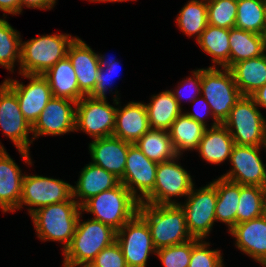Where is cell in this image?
Listing matches in <instances>:
<instances>
[{
  "label": "cell",
  "mask_w": 266,
  "mask_h": 267,
  "mask_svg": "<svg viewBox=\"0 0 266 267\" xmlns=\"http://www.w3.org/2000/svg\"><path fill=\"white\" fill-rule=\"evenodd\" d=\"M137 213L146 221L156 249L192 240L179 204L139 203Z\"/></svg>",
  "instance_id": "6da1fadb"
},
{
  "label": "cell",
  "mask_w": 266,
  "mask_h": 267,
  "mask_svg": "<svg viewBox=\"0 0 266 267\" xmlns=\"http://www.w3.org/2000/svg\"><path fill=\"white\" fill-rule=\"evenodd\" d=\"M79 201L72 197L65 202L42 207L31 214L38 237L64 243L63 252L72 242L76 224L81 215Z\"/></svg>",
  "instance_id": "7a4b0ae2"
},
{
  "label": "cell",
  "mask_w": 266,
  "mask_h": 267,
  "mask_svg": "<svg viewBox=\"0 0 266 267\" xmlns=\"http://www.w3.org/2000/svg\"><path fill=\"white\" fill-rule=\"evenodd\" d=\"M80 222L79 215L72 242L63 252L65 267L92 262L100 251L116 241L117 231L112 227L94 219Z\"/></svg>",
  "instance_id": "3957f363"
},
{
  "label": "cell",
  "mask_w": 266,
  "mask_h": 267,
  "mask_svg": "<svg viewBox=\"0 0 266 267\" xmlns=\"http://www.w3.org/2000/svg\"><path fill=\"white\" fill-rule=\"evenodd\" d=\"M139 201L120 183L115 188L89 198L81 205L82 211L95 215L94 220L118 231L138 211Z\"/></svg>",
  "instance_id": "277c9868"
},
{
  "label": "cell",
  "mask_w": 266,
  "mask_h": 267,
  "mask_svg": "<svg viewBox=\"0 0 266 267\" xmlns=\"http://www.w3.org/2000/svg\"><path fill=\"white\" fill-rule=\"evenodd\" d=\"M75 38L67 34L44 35L21 43L19 74H44L67 56Z\"/></svg>",
  "instance_id": "5b68a950"
},
{
  "label": "cell",
  "mask_w": 266,
  "mask_h": 267,
  "mask_svg": "<svg viewBox=\"0 0 266 267\" xmlns=\"http://www.w3.org/2000/svg\"><path fill=\"white\" fill-rule=\"evenodd\" d=\"M222 70L223 72L216 69L215 66L202 69L201 90L211 108L209 113L214 119L212 126L223 124L231 109L242 96L231 70L226 67H223Z\"/></svg>",
  "instance_id": "8992f818"
},
{
  "label": "cell",
  "mask_w": 266,
  "mask_h": 267,
  "mask_svg": "<svg viewBox=\"0 0 266 267\" xmlns=\"http://www.w3.org/2000/svg\"><path fill=\"white\" fill-rule=\"evenodd\" d=\"M223 125L230 132L235 145H263L266 148V120L251 96H241Z\"/></svg>",
  "instance_id": "52a82bcc"
},
{
  "label": "cell",
  "mask_w": 266,
  "mask_h": 267,
  "mask_svg": "<svg viewBox=\"0 0 266 267\" xmlns=\"http://www.w3.org/2000/svg\"><path fill=\"white\" fill-rule=\"evenodd\" d=\"M197 191V192H196ZM188 194L185 205L179 204L185 213L186 226L192 238L202 239L210 233L215 218L217 202L216 186L210 182L205 187Z\"/></svg>",
  "instance_id": "ba28073f"
},
{
  "label": "cell",
  "mask_w": 266,
  "mask_h": 267,
  "mask_svg": "<svg viewBox=\"0 0 266 267\" xmlns=\"http://www.w3.org/2000/svg\"><path fill=\"white\" fill-rule=\"evenodd\" d=\"M127 267H146L149 253H156L146 221L136 213L116 234Z\"/></svg>",
  "instance_id": "9c48e42d"
},
{
  "label": "cell",
  "mask_w": 266,
  "mask_h": 267,
  "mask_svg": "<svg viewBox=\"0 0 266 267\" xmlns=\"http://www.w3.org/2000/svg\"><path fill=\"white\" fill-rule=\"evenodd\" d=\"M0 126L31 165L28 134L32 133V126L23 117L16 94L4 82L0 85Z\"/></svg>",
  "instance_id": "30bf717a"
},
{
  "label": "cell",
  "mask_w": 266,
  "mask_h": 267,
  "mask_svg": "<svg viewBox=\"0 0 266 267\" xmlns=\"http://www.w3.org/2000/svg\"><path fill=\"white\" fill-rule=\"evenodd\" d=\"M174 160L158 163L154 189L140 203L179 204L170 198L191 192L194 186L191 176Z\"/></svg>",
  "instance_id": "8fae6325"
},
{
  "label": "cell",
  "mask_w": 266,
  "mask_h": 267,
  "mask_svg": "<svg viewBox=\"0 0 266 267\" xmlns=\"http://www.w3.org/2000/svg\"><path fill=\"white\" fill-rule=\"evenodd\" d=\"M75 131L79 129L95 139L113 136L116 109L106 99L82 97L76 104Z\"/></svg>",
  "instance_id": "7c38bea8"
},
{
  "label": "cell",
  "mask_w": 266,
  "mask_h": 267,
  "mask_svg": "<svg viewBox=\"0 0 266 267\" xmlns=\"http://www.w3.org/2000/svg\"><path fill=\"white\" fill-rule=\"evenodd\" d=\"M72 187L69 183L59 179L24 175L19 209L23 204L36 206L37 208L28 209L31 215L42 207L68 201L72 197Z\"/></svg>",
  "instance_id": "4fadbf2b"
},
{
  "label": "cell",
  "mask_w": 266,
  "mask_h": 267,
  "mask_svg": "<svg viewBox=\"0 0 266 267\" xmlns=\"http://www.w3.org/2000/svg\"><path fill=\"white\" fill-rule=\"evenodd\" d=\"M22 76L31 80L27 86L12 79L4 80V83L16 94L23 117L33 126L53 94L43 75L22 74Z\"/></svg>",
  "instance_id": "5bb4252c"
},
{
  "label": "cell",
  "mask_w": 266,
  "mask_h": 267,
  "mask_svg": "<svg viewBox=\"0 0 266 267\" xmlns=\"http://www.w3.org/2000/svg\"><path fill=\"white\" fill-rule=\"evenodd\" d=\"M260 149L259 146L234 145L229 159L233 168L221 177L237 184L263 188L266 185V165L258 155Z\"/></svg>",
  "instance_id": "9a60e30c"
},
{
  "label": "cell",
  "mask_w": 266,
  "mask_h": 267,
  "mask_svg": "<svg viewBox=\"0 0 266 267\" xmlns=\"http://www.w3.org/2000/svg\"><path fill=\"white\" fill-rule=\"evenodd\" d=\"M157 165L158 163L148 159L135 144H130L120 183L141 202L154 189ZM135 188L140 190L141 197L137 195Z\"/></svg>",
  "instance_id": "2e32d148"
},
{
  "label": "cell",
  "mask_w": 266,
  "mask_h": 267,
  "mask_svg": "<svg viewBox=\"0 0 266 267\" xmlns=\"http://www.w3.org/2000/svg\"><path fill=\"white\" fill-rule=\"evenodd\" d=\"M76 104L66 98L52 97L32 126V141L40 135H61L75 131Z\"/></svg>",
  "instance_id": "e0dca14e"
},
{
  "label": "cell",
  "mask_w": 266,
  "mask_h": 267,
  "mask_svg": "<svg viewBox=\"0 0 266 267\" xmlns=\"http://www.w3.org/2000/svg\"><path fill=\"white\" fill-rule=\"evenodd\" d=\"M67 56L75 70L80 92L90 96L97 85L100 69L98 54L77 37L70 44Z\"/></svg>",
  "instance_id": "ac0fdd59"
},
{
  "label": "cell",
  "mask_w": 266,
  "mask_h": 267,
  "mask_svg": "<svg viewBox=\"0 0 266 267\" xmlns=\"http://www.w3.org/2000/svg\"><path fill=\"white\" fill-rule=\"evenodd\" d=\"M130 144L115 136L95 139L89 144L92 163L121 179Z\"/></svg>",
  "instance_id": "d6986e66"
},
{
  "label": "cell",
  "mask_w": 266,
  "mask_h": 267,
  "mask_svg": "<svg viewBox=\"0 0 266 267\" xmlns=\"http://www.w3.org/2000/svg\"><path fill=\"white\" fill-rule=\"evenodd\" d=\"M229 232L238 249L266 266V217L236 224Z\"/></svg>",
  "instance_id": "ffe728a7"
},
{
  "label": "cell",
  "mask_w": 266,
  "mask_h": 267,
  "mask_svg": "<svg viewBox=\"0 0 266 267\" xmlns=\"http://www.w3.org/2000/svg\"><path fill=\"white\" fill-rule=\"evenodd\" d=\"M150 129L145 104L130 102L116 109L113 136L135 144Z\"/></svg>",
  "instance_id": "44dd1931"
},
{
  "label": "cell",
  "mask_w": 266,
  "mask_h": 267,
  "mask_svg": "<svg viewBox=\"0 0 266 267\" xmlns=\"http://www.w3.org/2000/svg\"><path fill=\"white\" fill-rule=\"evenodd\" d=\"M23 177L18 165L0 144V207L4 212L19 209Z\"/></svg>",
  "instance_id": "7402d4cb"
},
{
  "label": "cell",
  "mask_w": 266,
  "mask_h": 267,
  "mask_svg": "<svg viewBox=\"0 0 266 267\" xmlns=\"http://www.w3.org/2000/svg\"><path fill=\"white\" fill-rule=\"evenodd\" d=\"M78 180L76 187H72V198L80 197V206L89 198L120 184V179L114 174L92 162L82 169Z\"/></svg>",
  "instance_id": "603a6c76"
},
{
  "label": "cell",
  "mask_w": 266,
  "mask_h": 267,
  "mask_svg": "<svg viewBox=\"0 0 266 267\" xmlns=\"http://www.w3.org/2000/svg\"><path fill=\"white\" fill-rule=\"evenodd\" d=\"M42 75L47 79L53 97L66 98L76 103L84 97L68 56L59 60Z\"/></svg>",
  "instance_id": "cb8c5ba5"
},
{
  "label": "cell",
  "mask_w": 266,
  "mask_h": 267,
  "mask_svg": "<svg viewBox=\"0 0 266 267\" xmlns=\"http://www.w3.org/2000/svg\"><path fill=\"white\" fill-rule=\"evenodd\" d=\"M230 70L242 96H251L266 83V55L235 63Z\"/></svg>",
  "instance_id": "d4e9b609"
},
{
  "label": "cell",
  "mask_w": 266,
  "mask_h": 267,
  "mask_svg": "<svg viewBox=\"0 0 266 267\" xmlns=\"http://www.w3.org/2000/svg\"><path fill=\"white\" fill-rule=\"evenodd\" d=\"M235 143L230 132L223 124L206 129L197 150L209 163L219 164L230 155Z\"/></svg>",
  "instance_id": "484cf974"
},
{
  "label": "cell",
  "mask_w": 266,
  "mask_h": 267,
  "mask_svg": "<svg viewBox=\"0 0 266 267\" xmlns=\"http://www.w3.org/2000/svg\"><path fill=\"white\" fill-rule=\"evenodd\" d=\"M151 100L149 104H145L150 128L169 131L172 123L182 113V108L169 90L153 96Z\"/></svg>",
  "instance_id": "4316f807"
},
{
  "label": "cell",
  "mask_w": 266,
  "mask_h": 267,
  "mask_svg": "<svg viewBox=\"0 0 266 267\" xmlns=\"http://www.w3.org/2000/svg\"><path fill=\"white\" fill-rule=\"evenodd\" d=\"M230 45V68L243 60L260 57L264 51L263 35L231 28L229 36Z\"/></svg>",
  "instance_id": "83f0119b"
},
{
  "label": "cell",
  "mask_w": 266,
  "mask_h": 267,
  "mask_svg": "<svg viewBox=\"0 0 266 267\" xmlns=\"http://www.w3.org/2000/svg\"><path fill=\"white\" fill-rule=\"evenodd\" d=\"M207 127L181 113L172 123L169 130L170 139L178 156L181 151L196 149L203 138Z\"/></svg>",
  "instance_id": "f1b7e54d"
},
{
  "label": "cell",
  "mask_w": 266,
  "mask_h": 267,
  "mask_svg": "<svg viewBox=\"0 0 266 267\" xmlns=\"http://www.w3.org/2000/svg\"><path fill=\"white\" fill-rule=\"evenodd\" d=\"M216 186L217 202L215 208L216 220L229 226V231L236 225V212L240 198V184L228 181L222 177L212 182Z\"/></svg>",
  "instance_id": "f546056e"
},
{
  "label": "cell",
  "mask_w": 266,
  "mask_h": 267,
  "mask_svg": "<svg viewBox=\"0 0 266 267\" xmlns=\"http://www.w3.org/2000/svg\"><path fill=\"white\" fill-rule=\"evenodd\" d=\"M229 36L230 29L208 24L197 40L202 50L213 57L214 63L228 69H230Z\"/></svg>",
  "instance_id": "4dcf8cb0"
},
{
  "label": "cell",
  "mask_w": 266,
  "mask_h": 267,
  "mask_svg": "<svg viewBox=\"0 0 266 267\" xmlns=\"http://www.w3.org/2000/svg\"><path fill=\"white\" fill-rule=\"evenodd\" d=\"M135 145L151 161L166 162L177 158L178 155L170 139L169 131L149 129Z\"/></svg>",
  "instance_id": "1f68e13d"
},
{
  "label": "cell",
  "mask_w": 266,
  "mask_h": 267,
  "mask_svg": "<svg viewBox=\"0 0 266 267\" xmlns=\"http://www.w3.org/2000/svg\"><path fill=\"white\" fill-rule=\"evenodd\" d=\"M235 28L264 35L266 0H237Z\"/></svg>",
  "instance_id": "d6a6232c"
},
{
  "label": "cell",
  "mask_w": 266,
  "mask_h": 267,
  "mask_svg": "<svg viewBox=\"0 0 266 267\" xmlns=\"http://www.w3.org/2000/svg\"><path fill=\"white\" fill-rule=\"evenodd\" d=\"M176 21L185 34H195L198 40L208 25L207 0H190L181 9Z\"/></svg>",
  "instance_id": "836d02e7"
},
{
  "label": "cell",
  "mask_w": 266,
  "mask_h": 267,
  "mask_svg": "<svg viewBox=\"0 0 266 267\" xmlns=\"http://www.w3.org/2000/svg\"><path fill=\"white\" fill-rule=\"evenodd\" d=\"M19 33L4 19H0V64L12 71L14 63H20L21 38Z\"/></svg>",
  "instance_id": "e575fe53"
},
{
  "label": "cell",
  "mask_w": 266,
  "mask_h": 267,
  "mask_svg": "<svg viewBox=\"0 0 266 267\" xmlns=\"http://www.w3.org/2000/svg\"><path fill=\"white\" fill-rule=\"evenodd\" d=\"M263 188L240 184V198L236 212V224L262 216Z\"/></svg>",
  "instance_id": "d590c367"
},
{
  "label": "cell",
  "mask_w": 266,
  "mask_h": 267,
  "mask_svg": "<svg viewBox=\"0 0 266 267\" xmlns=\"http://www.w3.org/2000/svg\"><path fill=\"white\" fill-rule=\"evenodd\" d=\"M207 16L210 25L235 28L237 0H207Z\"/></svg>",
  "instance_id": "8d00e7d4"
},
{
  "label": "cell",
  "mask_w": 266,
  "mask_h": 267,
  "mask_svg": "<svg viewBox=\"0 0 266 267\" xmlns=\"http://www.w3.org/2000/svg\"><path fill=\"white\" fill-rule=\"evenodd\" d=\"M209 243L201 239L191 240V258L188 267H223L220 250H209Z\"/></svg>",
  "instance_id": "74e56055"
},
{
  "label": "cell",
  "mask_w": 266,
  "mask_h": 267,
  "mask_svg": "<svg viewBox=\"0 0 266 267\" xmlns=\"http://www.w3.org/2000/svg\"><path fill=\"white\" fill-rule=\"evenodd\" d=\"M164 267H188L191 258V240L179 245H172L157 249Z\"/></svg>",
  "instance_id": "f35d334b"
},
{
  "label": "cell",
  "mask_w": 266,
  "mask_h": 267,
  "mask_svg": "<svg viewBox=\"0 0 266 267\" xmlns=\"http://www.w3.org/2000/svg\"><path fill=\"white\" fill-rule=\"evenodd\" d=\"M99 64L100 69L97 75V85L90 97L106 99L105 92L109 89L107 88V85H111L113 76L118 73L119 62L115 59L112 62H99Z\"/></svg>",
  "instance_id": "ab89813d"
},
{
  "label": "cell",
  "mask_w": 266,
  "mask_h": 267,
  "mask_svg": "<svg viewBox=\"0 0 266 267\" xmlns=\"http://www.w3.org/2000/svg\"><path fill=\"white\" fill-rule=\"evenodd\" d=\"M92 262L98 267H127L122 249L117 241L100 251Z\"/></svg>",
  "instance_id": "60d3db41"
},
{
  "label": "cell",
  "mask_w": 266,
  "mask_h": 267,
  "mask_svg": "<svg viewBox=\"0 0 266 267\" xmlns=\"http://www.w3.org/2000/svg\"><path fill=\"white\" fill-rule=\"evenodd\" d=\"M193 76L195 77V79H193V77L191 78H188L187 80H185L184 84H182L184 87L187 85L189 86L188 89H192L194 88V93L195 95L198 97V94L200 93L201 94V83H202V69H198L196 71H193ZM183 91V90H182ZM181 89H177L176 90V93L173 91V95H174V98L176 99V101L178 102L179 106L181 107V103H180V97H184V94L182 93ZM194 93H191L192 96H190V100L194 101L197 97L194 96L193 94Z\"/></svg>",
  "instance_id": "b9f144b4"
},
{
  "label": "cell",
  "mask_w": 266,
  "mask_h": 267,
  "mask_svg": "<svg viewBox=\"0 0 266 267\" xmlns=\"http://www.w3.org/2000/svg\"><path fill=\"white\" fill-rule=\"evenodd\" d=\"M0 10L8 14L21 13V0H0Z\"/></svg>",
  "instance_id": "7bdbcfd3"
},
{
  "label": "cell",
  "mask_w": 266,
  "mask_h": 267,
  "mask_svg": "<svg viewBox=\"0 0 266 267\" xmlns=\"http://www.w3.org/2000/svg\"><path fill=\"white\" fill-rule=\"evenodd\" d=\"M55 2L56 0H21V11L22 5L28 8L51 9Z\"/></svg>",
  "instance_id": "ee69618b"
},
{
  "label": "cell",
  "mask_w": 266,
  "mask_h": 267,
  "mask_svg": "<svg viewBox=\"0 0 266 267\" xmlns=\"http://www.w3.org/2000/svg\"><path fill=\"white\" fill-rule=\"evenodd\" d=\"M251 97L254 99L256 105L266 108V83L255 91Z\"/></svg>",
  "instance_id": "f6af8a7d"
},
{
  "label": "cell",
  "mask_w": 266,
  "mask_h": 267,
  "mask_svg": "<svg viewBox=\"0 0 266 267\" xmlns=\"http://www.w3.org/2000/svg\"><path fill=\"white\" fill-rule=\"evenodd\" d=\"M200 101H201V102H200ZM193 102H197V103H199V102L202 103V102H203L202 105H203V106L205 105V106H204V107H205L204 109H206V111L209 109L208 112L211 111V108L209 107V104L206 102V100H205L204 97L201 98V99H200V98H199V99L196 98ZM200 105H201V104H200ZM206 105H207L209 108H208ZM206 107H207V108H206ZM201 113H202V112H201ZM201 113H195V112H194V113H188V112H187V113H185V114H186L187 116H189L190 118L196 120L198 123H201L203 126L206 127L207 125L205 124L204 119H203V116L201 115ZM205 113H206V112H205Z\"/></svg>",
  "instance_id": "bcb514c9"
},
{
  "label": "cell",
  "mask_w": 266,
  "mask_h": 267,
  "mask_svg": "<svg viewBox=\"0 0 266 267\" xmlns=\"http://www.w3.org/2000/svg\"><path fill=\"white\" fill-rule=\"evenodd\" d=\"M262 216L266 217V185L263 187L262 194Z\"/></svg>",
  "instance_id": "7dc6e473"
},
{
  "label": "cell",
  "mask_w": 266,
  "mask_h": 267,
  "mask_svg": "<svg viewBox=\"0 0 266 267\" xmlns=\"http://www.w3.org/2000/svg\"><path fill=\"white\" fill-rule=\"evenodd\" d=\"M82 266V267H98L94 262H83L80 264H77L76 266Z\"/></svg>",
  "instance_id": "c3c4849f"
},
{
  "label": "cell",
  "mask_w": 266,
  "mask_h": 267,
  "mask_svg": "<svg viewBox=\"0 0 266 267\" xmlns=\"http://www.w3.org/2000/svg\"><path fill=\"white\" fill-rule=\"evenodd\" d=\"M90 1H91V2H101V1H102V2H108V1H109V2H113V1H114V2H120V1L123 2V1H128V0H90Z\"/></svg>",
  "instance_id": "681fc988"
},
{
  "label": "cell",
  "mask_w": 266,
  "mask_h": 267,
  "mask_svg": "<svg viewBox=\"0 0 266 267\" xmlns=\"http://www.w3.org/2000/svg\"><path fill=\"white\" fill-rule=\"evenodd\" d=\"M98 60H99V62H112V61H114L113 58H112V60L108 59V61H107L105 59V57L102 55H100V56L98 55Z\"/></svg>",
  "instance_id": "f907efd6"
},
{
  "label": "cell",
  "mask_w": 266,
  "mask_h": 267,
  "mask_svg": "<svg viewBox=\"0 0 266 267\" xmlns=\"http://www.w3.org/2000/svg\"><path fill=\"white\" fill-rule=\"evenodd\" d=\"M263 37H264V51H266V35H263Z\"/></svg>",
  "instance_id": "816d5d0a"
}]
</instances>
